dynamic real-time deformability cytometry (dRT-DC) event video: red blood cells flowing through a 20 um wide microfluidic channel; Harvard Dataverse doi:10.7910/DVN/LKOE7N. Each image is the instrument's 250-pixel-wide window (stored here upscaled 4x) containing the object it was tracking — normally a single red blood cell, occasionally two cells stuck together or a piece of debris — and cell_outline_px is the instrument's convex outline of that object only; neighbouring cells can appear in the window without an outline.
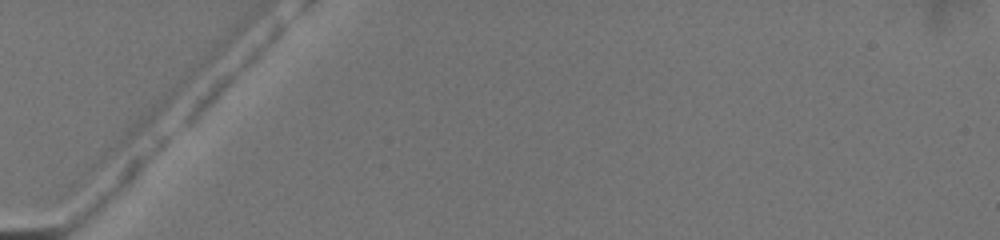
{"species": "common noctule bat (a hibernating species)", "species_latin": "Nyctalus noctula", "temperature_condition": "warm", "stored_images_in_passage": 4, "camera_frame_rate_fps": 3000, "um_per_image_px": 0.085, "animal": {"sex": "female", "body_mass_g": 19.5, "forearm_length_mm": 54.1}, "frame": {"image": 1, "passage_image": 1, "time_ms": 0.0, "image_size_px": [1000, 240], "cell_outline_px": [[284, 28], [280, 36], [192, 124], [184, 124], [184, 116], [212, 84], [280, 24], [284, 24]], "centroid_in_image_um": [19.63, 6.51], "position_along_channel_um": 65.4, "area_um2": 11.5}}